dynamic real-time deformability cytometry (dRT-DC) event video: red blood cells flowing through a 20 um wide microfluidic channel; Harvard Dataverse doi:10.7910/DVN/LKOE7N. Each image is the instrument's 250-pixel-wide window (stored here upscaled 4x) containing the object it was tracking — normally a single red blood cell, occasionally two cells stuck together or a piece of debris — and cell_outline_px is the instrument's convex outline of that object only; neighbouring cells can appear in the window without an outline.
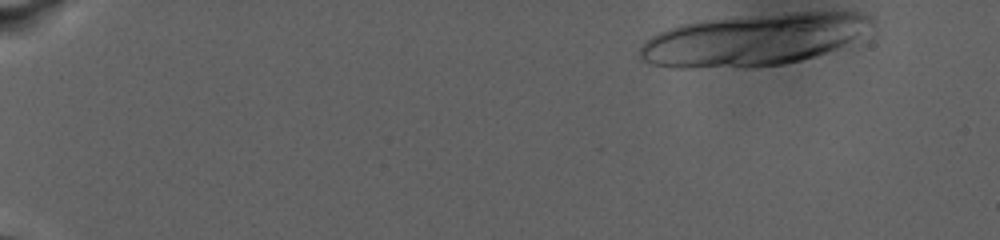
{"species": "human", "species_latin": "Homo sapiens", "temperature_condition": "warm", "stored_images_in_passage": 46, "camera_frame_rate_fps": 3000, "um_per_image_px": 0.085, "donor": {"sex": "male"}, "frame": {"image": 1, "passage_image": 1, "time_ms": 0.0, "image_size_px": [1000, 240], "cell_outline_px": [[876, 20], [872, 24], [836, 48], [816, 56], [784, 64], [756, 68], [672, 68], [648, 64], [640, 60], [640, 48], [644, 40], [668, 28], [680, 24], [700, 20], [792, 12], [860, 12], [872, 16]], "centroid_in_image_um": [63.93, 3.39], "position_along_channel_um": 21.1, "area_um2": 70.17}}